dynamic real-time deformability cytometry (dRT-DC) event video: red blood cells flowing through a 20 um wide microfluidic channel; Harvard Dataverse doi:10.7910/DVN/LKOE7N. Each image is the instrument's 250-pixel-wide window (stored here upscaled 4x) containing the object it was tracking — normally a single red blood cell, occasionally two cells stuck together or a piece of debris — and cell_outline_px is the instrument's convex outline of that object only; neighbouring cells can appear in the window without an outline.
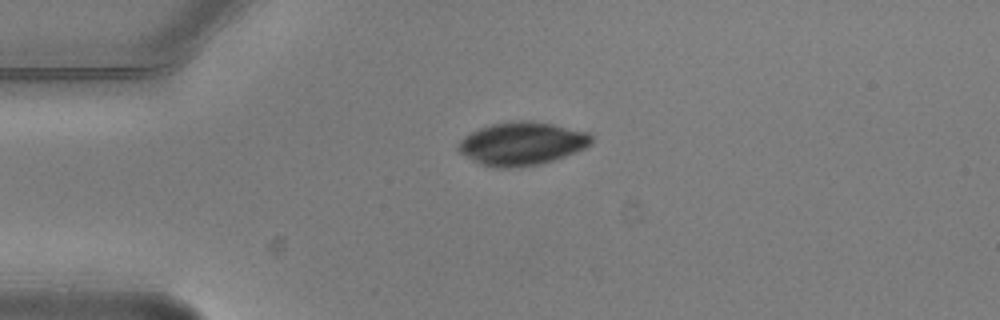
{"species": "common noctule bat (a hibernating species)", "species_latin": "Nyctalus noctula", "temperature_condition": "warm", "stored_images_in_passage": 3, "camera_frame_rate_fps": 3000, "um_per_image_px": 0.085, "animal": {"sex": "male", "body_mass_g": 20.5, "forearm_length_mm": 52.5}, "frame": {"image": 1, "passage_image": 1, "time_ms": 0.0, "image_size_px": [1000, 320], "cell_outline_px": [[592, 140], [584, 148], [576, 152], [540, 164], [508, 168], [496, 168], [480, 164], [472, 160], [460, 152], [456, 148], [460, 140], [464, 136], [480, 128], [492, 124], [512, 120], [528, 120], [552, 124], [588, 132], [592, 136]], "centroid_in_image_um": [44.33, 12.2], "position_along_channel_um": 40.7, "area_um2": 33.29}}